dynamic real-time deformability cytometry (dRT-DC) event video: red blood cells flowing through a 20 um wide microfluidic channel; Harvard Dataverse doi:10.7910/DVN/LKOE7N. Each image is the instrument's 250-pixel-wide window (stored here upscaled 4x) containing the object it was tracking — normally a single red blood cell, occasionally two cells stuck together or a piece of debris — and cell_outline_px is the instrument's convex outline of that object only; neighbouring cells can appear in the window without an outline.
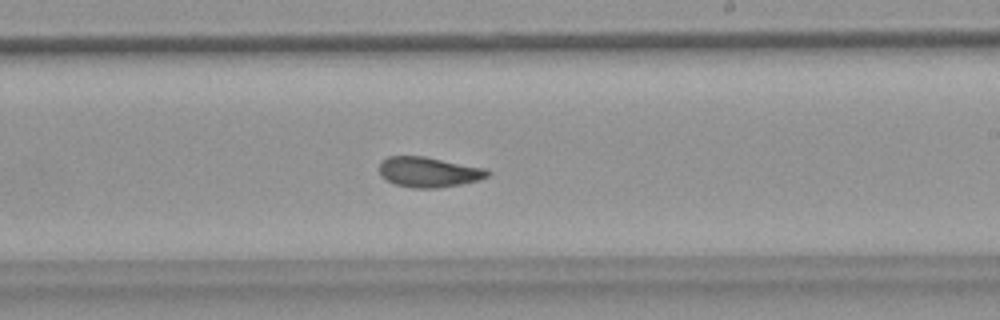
{"species": "common noctule bat (a hibernating species)", "species_latin": "Nyctalus noctula", "temperature_condition": "warm", "stored_images_in_passage": 53, "camera_frame_rate_fps": 3000, "um_per_image_px": 0.085, "animal": {"sex": "female", "body_mass_g": 18.4}, "frame": {"image": 1, "passage_image": 31, "time_ms": 10.0, "image_size_px": [1000, 320], "cell_outline_px": [[492, 172], [488, 176], [480, 180], [460, 184], [436, 188], [412, 188], [396, 184], [384, 180], [380, 176], [380, 164], [388, 156], [424, 156], [484, 168]], "centroid_in_image_um": [36.43, 14.63], "position_along_channel_um": 252.6, "area_um2": 19.02}, "authors_computed_cell_mechanics": {"area_um2": 19.3052, "velocity_mm_per_s": 3.7648, "shape_relaxation_time_tau1_ms": null, "shape_relaxation_time_tau2_ms": 2.3133, "deformation_change_tau1": null, "deformation_change_tau2": 0.0763}}